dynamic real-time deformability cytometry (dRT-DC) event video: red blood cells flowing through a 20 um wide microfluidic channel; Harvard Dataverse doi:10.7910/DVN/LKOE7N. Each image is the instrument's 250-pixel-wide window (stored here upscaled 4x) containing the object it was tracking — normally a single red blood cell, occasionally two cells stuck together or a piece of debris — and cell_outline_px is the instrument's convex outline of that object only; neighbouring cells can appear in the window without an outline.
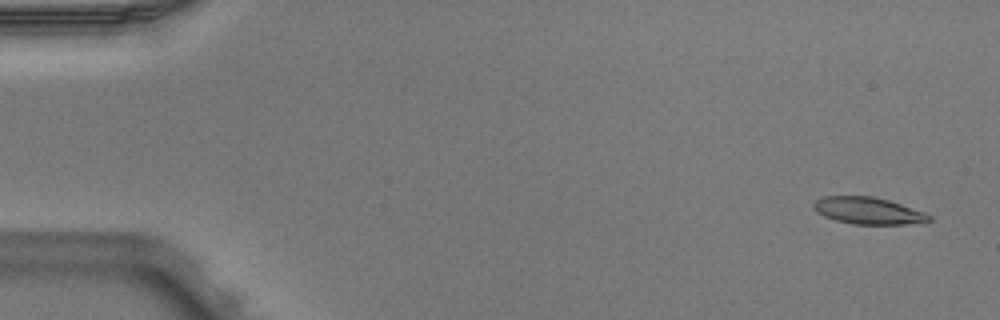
{"species": "Egyptian fruit bat (a non-hibernating species)", "species_latin": "Rousettus aegyptiacus", "temperature_condition": "warm", "stored_images_in_passage": 3, "camera_frame_rate_fps": 3000, "um_per_image_px": 0.085, "animal": {"sex": "male"}, "frame": {"image": 1, "passage_image": 1, "time_ms": 0.0, "image_size_px": [1000, 320], "cell_outline_px": [[932, 220], [924, 224], [852, 224], [836, 220], [824, 216], [816, 212], [812, 208], [812, 204], [820, 196], [872, 196], [888, 200], [924, 212], [932, 216]], "centroid_in_image_um": [73.8, 17.92], "position_along_channel_um": 11.2, "area_um2": 18.32}}